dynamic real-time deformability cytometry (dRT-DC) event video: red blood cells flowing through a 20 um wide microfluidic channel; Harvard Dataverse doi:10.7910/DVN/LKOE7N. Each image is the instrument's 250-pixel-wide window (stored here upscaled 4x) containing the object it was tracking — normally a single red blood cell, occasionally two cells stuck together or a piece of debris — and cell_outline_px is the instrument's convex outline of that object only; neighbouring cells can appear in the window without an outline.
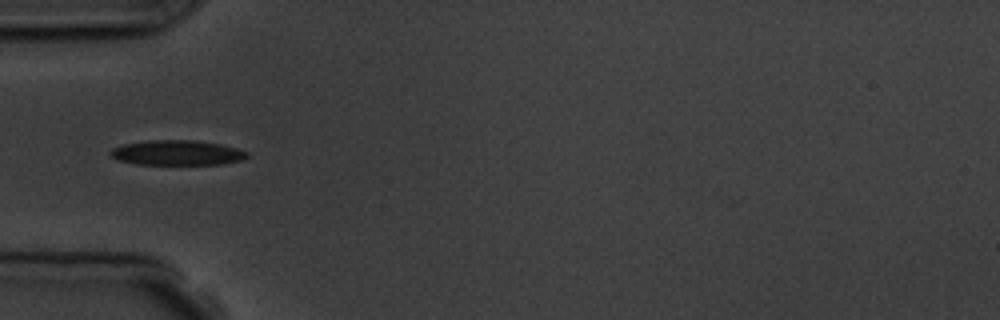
{"species": "common noctule bat (a hibernating species)", "species_latin": "Nyctalus noctula", "temperature_condition": "room temperature", "stored_images_in_passage": 7, "camera_frame_rate_fps": 3000, "um_per_image_px": 0.085, "animal": {"sex": "male", "body_mass_g": 19.5, "forearm_length_mm": 54.6}, "frame": {"image": 1, "passage_image": 5, "time_ms": 4.333, "image_size_px": [1000, 320], "cell_outline_px": [[248, 156], [240, 160], [224, 164], [136, 164], [116, 160], [108, 156], [108, 152], [112, 148], [124, 144], [148, 140], [196, 140], [220, 144], [236, 148], [248, 152]], "centroid_in_image_um": [14.99, 12.98], "position_along_channel_um": 70.0, "area_um2": 20.0}}